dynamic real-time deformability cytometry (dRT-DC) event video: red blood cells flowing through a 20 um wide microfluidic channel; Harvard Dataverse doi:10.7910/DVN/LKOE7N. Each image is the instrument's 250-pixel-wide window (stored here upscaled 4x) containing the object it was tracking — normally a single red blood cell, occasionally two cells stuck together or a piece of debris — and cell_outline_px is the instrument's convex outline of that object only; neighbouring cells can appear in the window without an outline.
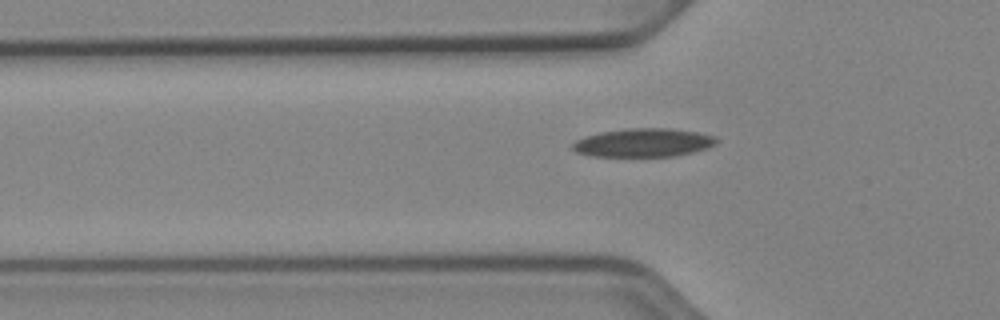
{"species": "Egyptian fruit bat (a non-hibernating species)", "species_latin": "Rousettus aegyptiacus", "temperature_condition": "cold", "stored_images_in_passage": 32, "camera_frame_rate_fps": 3000, "um_per_image_px": 0.085, "animal": {"sex": "female"}, "frame": {"image": 1, "passage_image": 3, "time_ms": 0.667, "image_size_px": [1000, 320], "cell_outline_px": [[720, 140], [716, 144], [708, 148], [676, 156], [592, 156], [576, 152], [572, 148], [572, 144], [576, 140], [600, 132], [628, 128], [668, 128], [696, 132], [716, 136]], "centroid_in_image_um": [54.73, 12.12], "position_along_channel_um": 71.1, "area_um2": 23.87}}
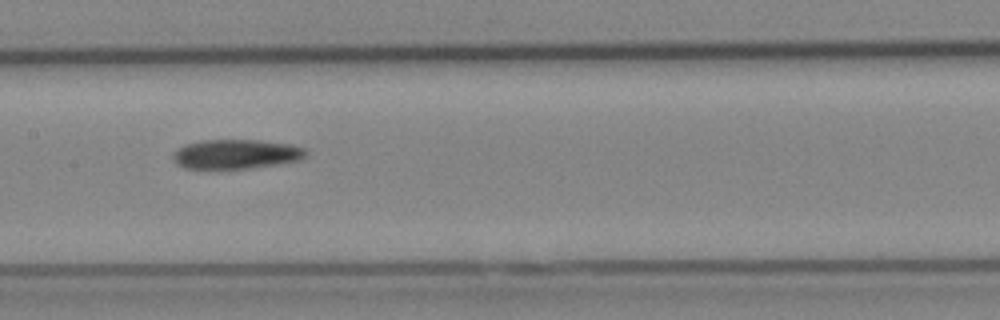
{"frame": {"image": 2, "passage_image": 12, "time_ms": 3.667, "image_size_px": [1000, 320], "cell_outline_px": [[308, 152], [304, 156], [296, 160], [276, 164], [248, 168], [184, 168], [176, 164], [172, 160], [172, 156], [184, 144], [200, 140], [260, 140], [292, 144], [304, 148]], "centroid_in_image_um": [20.04, 13.08], "position_along_channel_um": 187.4, "area_um2": 22.6}}
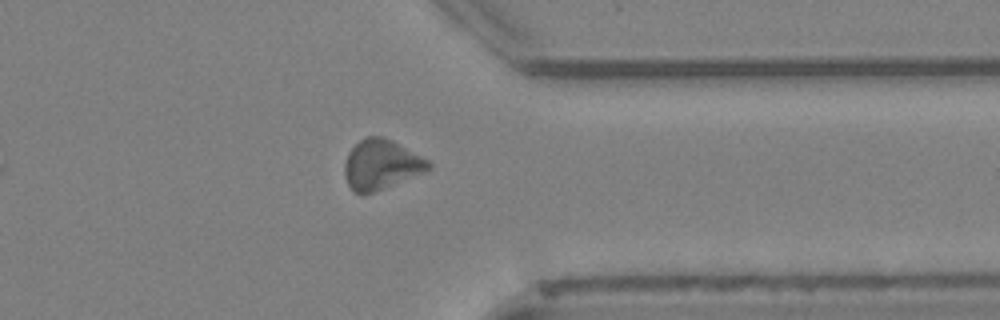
{"frame": {"image": 3, "passage_image": 27, "time_ms": 8.667, "image_size_px": [1000, 320], "cell_outline_px": [[432, 168], [424, 172], [372, 192], [352, 192], [344, 176], [344, 164], [348, 152], [360, 140], [368, 136], [384, 136], [392, 140], [428, 160], [432, 164]], "centroid_in_image_um": [32.38, 13.97], "position_along_channel_um": 379.0, "area_um2": 23.99}, "authors_computed_cell_mechanics": {"area_um2": 23.2356, "velocity_mm_per_s": 3.9062, "shape_relaxation_time_tau1_ms": 8.6142, "shape_relaxation_time_tau2_ms": null, "deformation_change_tau1": 0.1022, "deformation_change_tau2": null}}